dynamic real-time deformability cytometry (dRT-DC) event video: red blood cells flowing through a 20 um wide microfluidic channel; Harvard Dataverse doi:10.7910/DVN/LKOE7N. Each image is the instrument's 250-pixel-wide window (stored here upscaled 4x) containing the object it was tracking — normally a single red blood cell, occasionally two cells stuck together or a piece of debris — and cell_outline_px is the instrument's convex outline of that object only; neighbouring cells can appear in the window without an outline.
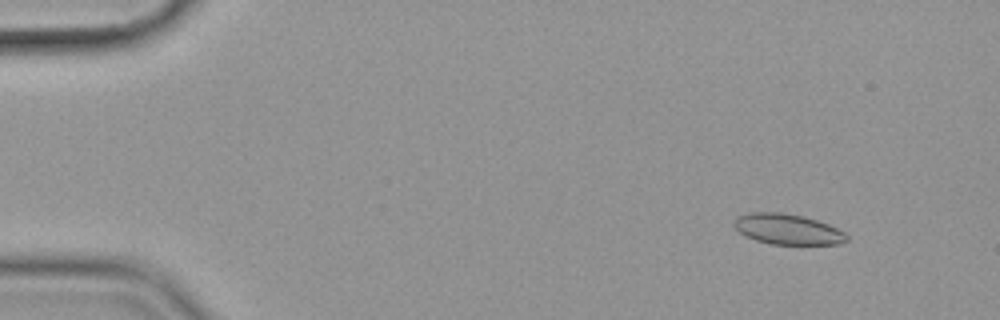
{"species": "common noctule bat (a hibernating species)", "species_latin": "Nyctalus noctula", "temperature_condition": "cold", "stored_images_in_passage": 57, "camera_frame_rate_fps": 3000, "um_per_image_px": 0.085, "animal": {"sex": "female", "body_mass_g": 19.9}, "frame": {"image": 1, "passage_image": 6, "time_ms": 1.667, "image_size_px": [1000, 320], "cell_outline_px": [[848, 240], [840, 244], [772, 244], [756, 240], [744, 236], [732, 224], [736, 216], [748, 212], [784, 212], [804, 216], [828, 224], [844, 232], [848, 236]], "centroid_in_image_um": [66.92, 19.47], "position_along_channel_um": 18.1, "area_um2": 20.17}}
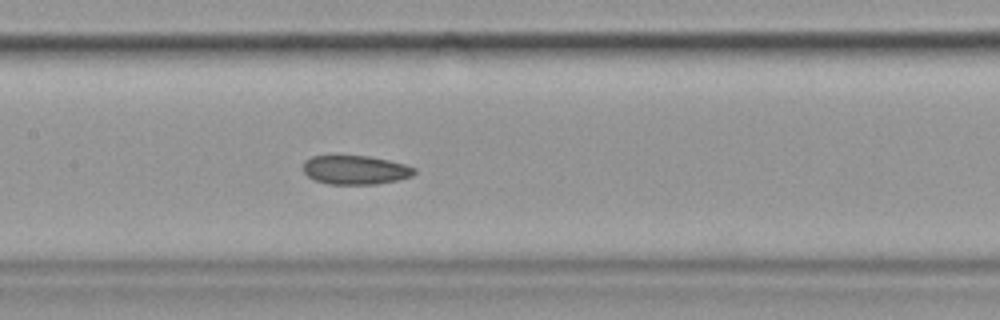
{"frame": {"image": 2, "passage_image": 28, "time_ms": 9.0, "image_size_px": [1000, 320], "cell_outline_px": [[416, 172], [412, 176], [396, 180], [376, 184], [328, 184], [312, 180], [304, 172], [304, 160], [312, 156], [368, 156], [388, 160], [404, 164], [416, 168]], "centroid_in_image_um": [30.19, 14.45], "position_along_channel_um": 177.2, "area_um2": 18.73}}
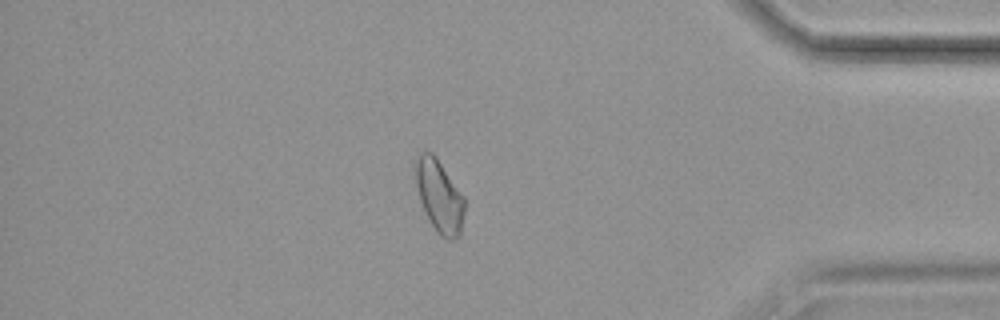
{"frame": {"image": 3, "passage_image": 49, "time_ms": 16.0, "image_size_px": [1000, 320], "cell_outline_px": [[464, 212], [460, 236], [452, 240], [448, 240], [440, 236], [432, 224], [420, 200], [416, 184], [412, 164], [420, 152], [432, 152], [464, 196]], "centroid_in_image_um": [37.32, 16.65], "position_along_channel_um": 397.9, "area_um2": 20.63}, "authors_computed_cell_mechanics": {"area_um2": 20.2878, "velocity_mm_per_s": 3.5767, "shape_relaxation_time_tau1_ms": null, "shape_relaxation_time_tau2_ms": 6.813, "deformation_change_tau1": null, "deformation_change_tau2": 0.1087}}